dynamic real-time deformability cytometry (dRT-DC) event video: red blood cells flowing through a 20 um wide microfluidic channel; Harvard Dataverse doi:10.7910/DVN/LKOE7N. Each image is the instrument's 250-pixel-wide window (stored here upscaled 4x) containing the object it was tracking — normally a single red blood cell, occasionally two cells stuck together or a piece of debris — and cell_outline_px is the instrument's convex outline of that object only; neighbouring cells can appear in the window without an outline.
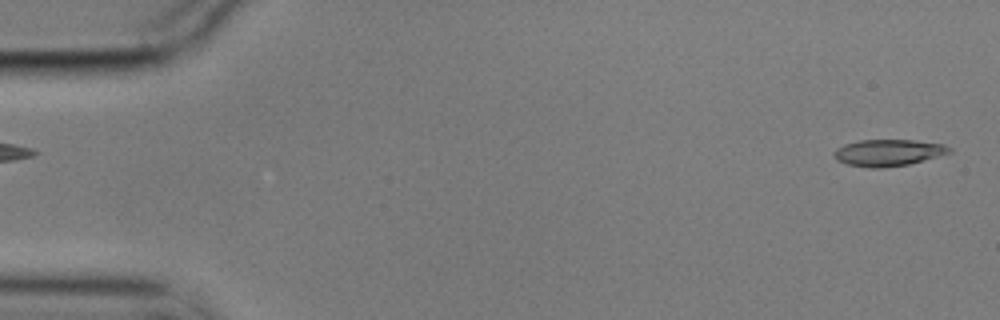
{"species": "common noctule bat (a hibernating species)", "species_latin": "Nyctalus noctula", "temperature_condition": "cold", "stored_images_in_passage": 9, "camera_frame_rate_fps": 3000, "um_per_image_px": 0.085, "animal": {"sex": "male", "body_mass_g": 17.9}, "frame": {"image": 1, "passage_image": 2, "time_ms": 0.333, "image_size_px": [1000, 320], "cell_outline_px": [[952, 152], [908, 164], [880, 168], [872, 168], [848, 164], [836, 160], [832, 156], [832, 152], [836, 148], [844, 144], [860, 140], [912, 140], [944, 144], [952, 148]], "centroid_in_image_um": [75.46, 12.97], "position_along_channel_um": 9.5, "area_um2": 17.86}}